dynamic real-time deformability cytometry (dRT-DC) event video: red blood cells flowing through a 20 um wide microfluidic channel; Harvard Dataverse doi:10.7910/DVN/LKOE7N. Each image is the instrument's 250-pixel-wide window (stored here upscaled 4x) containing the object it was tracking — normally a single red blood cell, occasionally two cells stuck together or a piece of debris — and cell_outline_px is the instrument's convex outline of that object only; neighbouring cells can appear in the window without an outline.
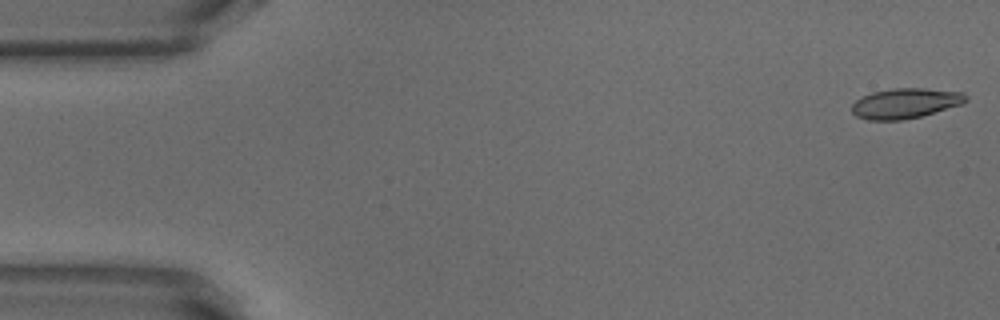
{"species": "common noctule bat (a hibernating species)", "species_latin": "Nyctalus noctula", "temperature_condition": "warm", "stored_images_in_passage": 47, "camera_frame_rate_fps": 3000, "um_per_image_px": 0.085, "animal": {"sex": "male", "body_mass_g": 18.8}, "frame": {"image": 1, "passage_image": 1, "time_ms": 0.0, "image_size_px": [1000, 320], "cell_outline_px": [[968, 100], [960, 104], [920, 116], [904, 120], [868, 120], [856, 116], [852, 112], [852, 104], [856, 100], [872, 92], [892, 88], [924, 88], [964, 92], [968, 96]], "centroid_in_image_um": [76.95, 8.77], "position_along_channel_um": 8.1, "area_um2": 19.94}}
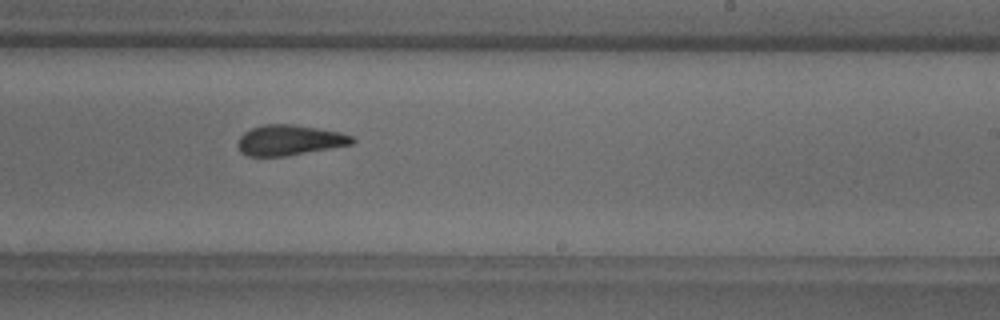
{"frame": {"image": 2, "passage_image": 31, "time_ms": 10.0, "image_size_px": [1000, 320], "cell_outline_px": [[356, 140], [352, 144], [332, 148], [284, 156], [248, 156], [240, 152], [236, 144], [240, 136], [244, 132], [252, 128], [264, 124], [292, 124], [340, 132], [352, 136]], "centroid_in_image_um": [24.58, 11.91], "position_along_channel_um": 264.4, "area_um2": 20.23}}
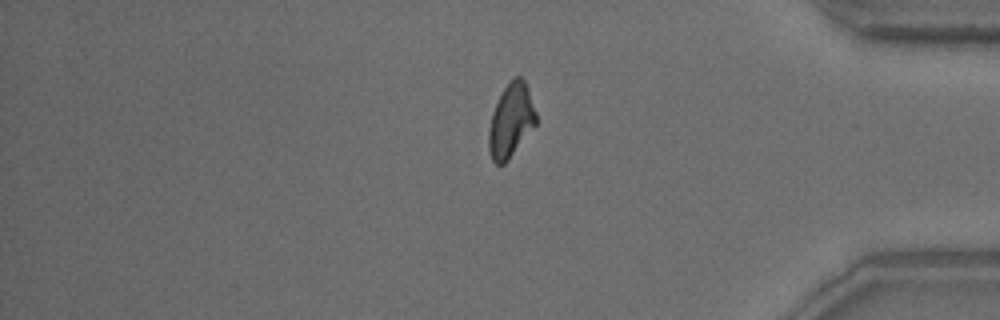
{"frame": {"image": 3, "passage_image": 43, "time_ms": 14.0, "image_size_px": [1000, 320], "cell_outline_px": [[536, 124], [508, 160], [504, 164], [496, 164], [492, 160], [488, 148], [488, 132], [492, 112], [504, 88], [516, 76], [520, 76], [524, 80], [528, 88], [536, 112]], "centroid_in_image_um": [43.42, 10.27], "position_along_channel_um": 391.8, "area_um2": 20.06}, "authors_computed_cell_mechanics": {"area_um2": 20.6924, "velocity_mm_per_s": 3.8448, "shape_relaxation_time_tau1_ms": null, "shape_relaxation_time_tau2_ms": 2.7036, "deformation_change_tau1": null, "deformation_change_tau2": 0.1089}}